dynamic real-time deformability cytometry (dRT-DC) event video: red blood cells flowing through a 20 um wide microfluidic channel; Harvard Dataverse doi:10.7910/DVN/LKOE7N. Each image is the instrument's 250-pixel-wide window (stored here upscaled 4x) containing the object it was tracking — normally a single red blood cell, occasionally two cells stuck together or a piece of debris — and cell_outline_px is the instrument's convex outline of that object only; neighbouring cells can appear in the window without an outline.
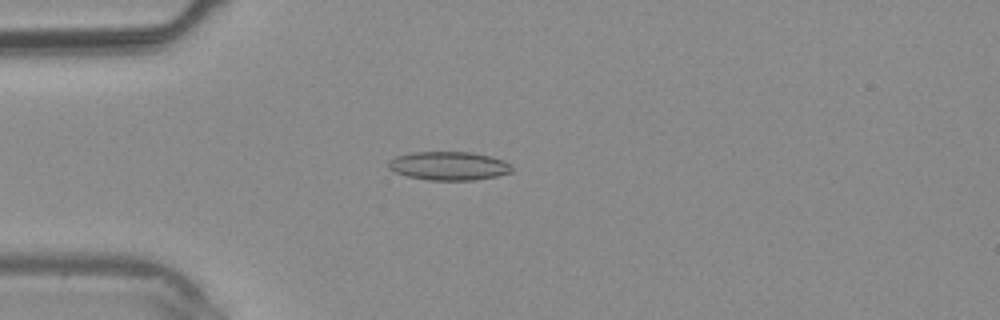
{"species": "common noctule bat (a hibernating species)", "species_latin": "Nyctalus noctula", "temperature_condition": "warm", "stored_images_in_passage": 32, "camera_frame_rate_fps": 3000, "um_per_image_px": 0.085, "animal": {"sex": "male", "body_mass_g": 20.4}, "frame": {"image": 1, "passage_image": 5, "time_ms": 1.333, "image_size_px": [1000, 320], "cell_outline_px": [[512, 172], [496, 176], [476, 180], [428, 180], [408, 176], [396, 172], [388, 168], [388, 160], [396, 156], [412, 152], [472, 152], [492, 156], [504, 160], [512, 168]], "centroid_in_image_um": [38.15, 14.09], "position_along_channel_um": 46.9, "area_um2": 20.63}}
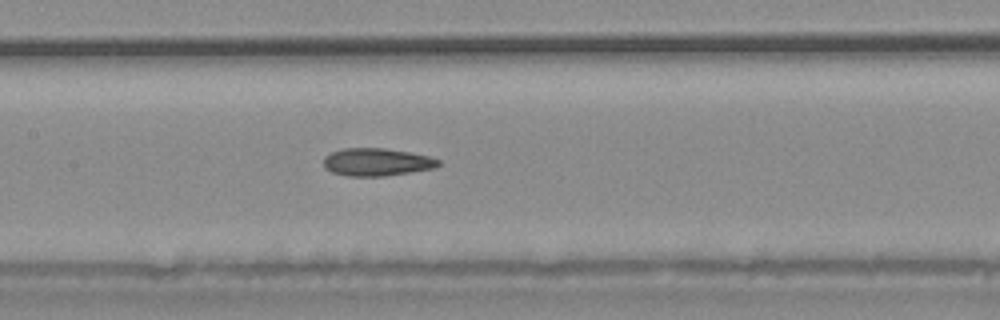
{"frame": {"image": 2, "passage_image": 13, "time_ms": 4.0, "image_size_px": [1000, 320], "cell_outline_px": [[440, 164], [436, 168], [384, 176], [348, 176], [332, 172], [324, 168], [324, 156], [332, 152], [344, 148], [384, 148], [408, 152], [428, 156], [440, 160]], "centroid_in_image_um": [32.01, 13.78], "position_along_channel_um": 175.4, "area_um2": 18.5}}
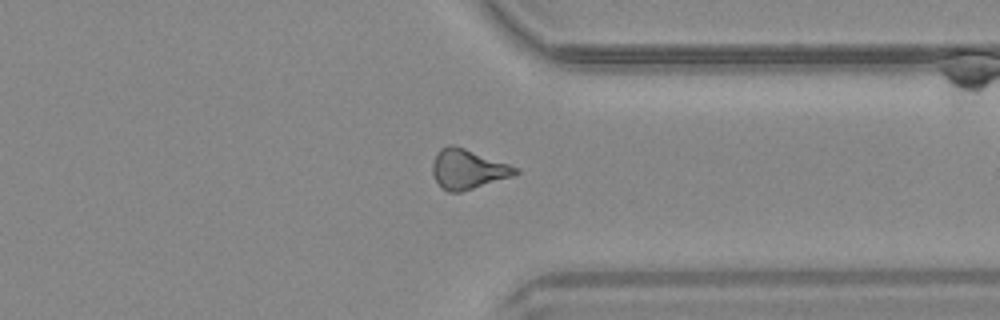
{"frame": {"image": 3, "passage_image": 24, "time_ms": 7.667, "image_size_px": [1000, 320], "cell_outline_px": [[520, 172], [512, 176], [460, 192], [448, 192], [436, 180], [432, 172], [432, 164], [436, 152], [440, 148], [448, 144], [452, 144], [464, 148], [520, 168]], "centroid_in_image_um": [39.75, 14.36], "position_along_channel_um": 371.6, "area_um2": 18.96}}